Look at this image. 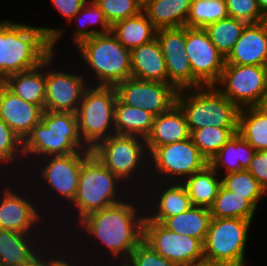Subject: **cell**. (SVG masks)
I'll list each match as a JSON object with an SVG mask.
<instances>
[{
	"label": "cell",
	"mask_w": 267,
	"mask_h": 266,
	"mask_svg": "<svg viewBox=\"0 0 267 266\" xmlns=\"http://www.w3.org/2000/svg\"><path fill=\"white\" fill-rule=\"evenodd\" d=\"M144 219L142 193L133 192L118 204L89 213L64 238L97 266H121L143 240Z\"/></svg>",
	"instance_id": "cell-1"
},
{
	"label": "cell",
	"mask_w": 267,
	"mask_h": 266,
	"mask_svg": "<svg viewBox=\"0 0 267 266\" xmlns=\"http://www.w3.org/2000/svg\"><path fill=\"white\" fill-rule=\"evenodd\" d=\"M133 192L125 182L107 169L91 153L81 166L78 189L74 201L62 211V215H59L53 221L56 236L64 237L89 213L118 204Z\"/></svg>",
	"instance_id": "cell-2"
},
{
	"label": "cell",
	"mask_w": 267,
	"mask_h": 266,
	"mask_svg": "<svg viewBox=\"0 0 267 266\" xmlns=\"http://www.w3.org/2000/svg\"><path fill=\"white\" fill-rule=\"evenodd\" d=\"M91 153L74 152L65 156L43 157L35 160L25 171L23 178L33 187L42 211L52 221L74 201L81 166Z\"/></svg>",
	"instance_id": "cell-3"
},
{
	"label": "cell",
	"mask_w": 267,
	"mask_h": 266,
	"mask_svg": "<svg viewBox=\"0 0 267 266\" xmlns=\"http://www.w3.org/2000/svg\"><path fill=\"white\" fill-rule=\"evenodd\" d=\"M65 27H37L28 22L4 20V80L13 74L38 67L52 53L59 55ZM58 44V45H57ZM58 48V50H57Z\"/></svg>",
	"instance_id": "cell-4"
},
{
	"label": "cell",
	"mask_w": 267,
	"mask_h": 266,
	"mask_svg": "<svg viewBox=\"0 0 267 266\" xmlns=\"http://www.w3.org/2000/svg\"><path fill=\"white\" fill-rule=\"evenodd\" d=\"M92 152L82 142L76 113L44 110L41 121L23 141L25 171L38 159Z\"/></svg>",
	"instance_id": "cell-5"
},
{
	"label": "cell",
	"mask_w": 267,
	"mask_h": 266,
	"mask_svg": "<svg viewBox=\"0 0 267 266\" xmlns=\"http://www.w3.org/2000/svg\"><path fill=\"white\" fill-rule=\"evenodd\" d=\"M76 48L80 61L77 65L82 68L89 85L115 87L131 78V50L125 48L112 32L94 35Z\"/></svg>",
	"instance_id": "cell-6"
},
{
	"label": "cell",
	"mask_w": 267,
	"mask_h": 266,
	"mask_svg": "<svg viewBox=\"0 0 267 266\" xmlns=\"http://www.w3.org/2000/svg\"><path fill=\"white\" fill-rule=\"evenodd\" d=\"M33 190L23 177L0 180V229L25 234H55L53 221L42 211Z\"/></svg>",
	"instance_id": "cell-7"
},
{
	"label": "cell",
	"mask_w": 267,
	"mask_h": 266,
	"mask_svg": "<svg viewBox=\"0 0 267 266\" xmlns=\"http://www.w3.org/2000/svg\"><path fill=\"white\" fill-rule=\"evenodd\" d=\"M91 151L134 192L145 188L149 181V153L144 138L114 134L99 142Z\"/></svg>",
	"instance_id": "cell-8"
},
{
	"label": "cell",
	"mask_w": 267,
	"mask_h": 266,
	"mask_svg": "<svg viewBox=\"0 0 267 266\" xmlns=\"http://www.w3.org/2000/svg\"><path fill=\"white\" fill-rule=\"evenodd\" d=\"M176 105L184 113L190 133L206 126L238 128L240 108L214 85L179 90Z\"/></svg>",
	"instance_id": "cell-9"
},
{
	"label": "cell",
	"mask_w": 267,
	"mask_h": 266,
	"mask_svg": "<svg viewBox=\"0 0 267 266\" xmlns=\"http://www.w3.org/2000/svg\"><path fill=\"white\" fill-rule=\"evenodd\" d=\"M115 87L89 86L76 111L79 136L92 150L99 142L115 133Z\"/></svg>",
	"instance_id": "cell-10"
},
{
	"label": "cell",
	"mask_w": 267,
	"mask_h": 266,
	"mask_svg": "<svg viewBox=\"0 0 267 266\" xmlns=\"http://www.w3.org/2000/svg\"><path fill=\"white\" fill-rule=\"evenodd\" d=\"M57 57V54L52 53L46 59L44 110L76 113L82 100L83 93L90 85L79 65L78 69L77 67L75 69L77 64L75 58L72 60V62L75 63L73 64V67V65H69V61L66 60L63 63V60L60 61L59 57L57 60ZM57 61H60V63Z\"/></svg>",
	"instance_id": "cell-11"
},
{
	"label": "cell",
	"mask_w": 267,
	"mask_h": 266,
	"mask_svg": "<svg viewBox=\"0 0 267 266\" xmlns=\"http://www.w3.org/2000/svg\"><path fill=\"white\" fill-rule=\"evenodd\" d=\"M208 164L190 137L156 147L149 154V180L182 183Z\"/></svg>",
	"instance_id": "cell-12"
},
{
	"label": "cell",
	"mask_w": 267,
	"mask_h": 266,
	"mask_svg": "<svg viewBox=\"0 0 267 266\" xmlns=\"http://www.w3.org/2000/svg\"><path fill=\"white\" fill-rule=\"evenodd\" d=\"M253 221L241 218H211L204 241V257L232 266H247L246 248Z\"/></svg>",
	"instance_id": "cell-13"
},
{
	"label": "cell",
	"mask_w": 267,
	"mask_h": 266,
	"mask_svg": "<svg viewBox=\"0 0 267 266\" xmlns=\"http://www.w3.org/2000/svg\"><path fill=\"white\" fill-rule=\"evenodd\" d=\"M214 86L240 109L259 106L267 90V66L225 64Z\"/></svg>",
	"instance_id": "cell-14"
},
{
	"label": "cell",
	"mask_w": 267,
	"mask_h": 266,
	"mask_svg": "<svg viewBox=\"0 0 267 266\" xmlns=\"http://www.w3.org/2000/svg\"><path fill=\"white\" fill-rule=\"evenodd\" d=\"M143 240L175 266H190L204 257V244L200 239L177 234L146 217Z\"/></svg>",
	"instance_id": "cell-15"
},
{
	"label": "cell",
	"mask_w": 267,
	"mask_h": 266,
	"mask_svg": "<svg viewBox=\"0 0 267 266\" xmlns=\"http://www.w3.org/2000/svg\"><path fill=\"white\" fill-rule=\"evenodd\" d=\"M156 38L166 61L168 83L177 91L204 86L193 75L185 53L186 26L158 29Z\"/></svg>",
	"instance_id": "cell-16"
},
{
	"label": "cell",
	"mask_w": 267,
	"mask_h": 266,
	"mask_svg": "<svg viewBox=\"0 0 267 266\" xmlns=\"http://www.w3.org/2000/svg\"><path fill=\"white\" fill-rule=\"evenodd\" d=\"M117 98L128 106H138L154 116L168 112L176 104L177 90L169 83L128 78L115 86Z\"/></svg>",
	"instance_id": "cell-17"
},
{
	"label": "cell",
	"mask_w": 267,
	"mask_h": 266,
	"mask_svg": "<svg viewBox=\"0 0 267 266\" xmlns=\"http://www.w3.org/2000/svg\"><path fill=\"white\" fill-rule=\"evenodd\" d=\"M185 53L193 75L204 85H215L222 74L225 57L211 42L204 28L186 26Z\"/></svg>",
	"instance_id": "cell-18"
},
{
	"label": "cell",
	"mask_w": 267,
	"mask_h": 266,
	"mask_svg": "<svg viewBox=\"0 0 267 266\" xmlns=\"http://www.w3.org/2000/svg\"><path fill=\"white\" fill-rule=\"evenodd\" d=\"M141 193L145 217L150 221L163 223L193 206L182 183L149 180Z\"/></svg>",
	"instance_id": "cell-19"
},
{
	"label": "cell",
	"mask_w": 267,
	"mask_h": 266,
	"mask_svg": "<svg viewBox=\"0 0 267 266\" xmlns=\"http://www.w3.org/2000/svg\"><path fill=\"white\" fill-rule=\"evenodd\" d=\"M56 237L0 229V266H27Z\"/></svg>",
	"instance_id": "cell-20"
},
{
	"label": "cell",
	"mask_w": 267,
	"mask_h": 266,
	"mask_svg": "<svg viewBox=\"0 0 267 266\" xmlns=\"http://www.w3.org/2000/svg\"><path fill=\"white\" fill-rule=\"evenodd\" d=\"M44 110L16 96L0 83V119H2L23 141L41 121Z\"/></svg>",
	"instance_id": "cell-21"
},
{
	"label": "cell",
	"mask_w": 267,
	"mask_h": 266,
	"mask_svg": "<svg viewBox=\"0 0 267 266\" xmlns=\"http://www.w3.org/2000/svg\"><path fill=\"white\" fill-rule=\"evenodd\" d=\"M225 64L267 66V21L247 24Z\"/></svg>",
	"instance_id": "cell-22"
},
{
	"label": "cell",
	"mask_w": 267,
	"mask_h": 266,
	"mask_svg": "<svg viewBox=\"0 0 267 266\" xmlns=\"http://www.w3.org/2000/svg\"><path fill=\"white\" fill-rule=\"evenodd\" d=\"M131 77L168 83L166 61L157 38L131 50Z\"/></svg>",
	"instance_id": "cell-23"
},
{
	"label": "cell",
	"mask_w": 267,
	"mask_h": 266,
	"mask_svg": "<svg viewBox=\"0 0 267 266\" xmlns=\"http://www.w3.org/2000/svg\"><path fill=\"white\" fill-rule=\"evenodd\" d=\"M186 118L175 104L168 112L154 117L153 127L147 136L146 147L150 154L156 147L190 138Z\"/></svg>",
	"instance_id": "cell-24"
},
{
	"label": "cell",
	"mask_w": 267,
	"mask_h": 266,
	"mask_svg": "<svg viewBox=\"0 0 267 266\" xmlns=\"http://www.w3.org/2000/svg\"><path fill=\"white\" fill-rule=\"evenodd\" d=\"M2 83L16 96L44 110L46 60L38 67L8 76Z\"/></svg>",
	"instance_id": "cell-25"
},
{
	"label": "cell",
	"mask_w": 267,
	"mask_h": 266,
	"mask_svg": "<svg viewBox=\"0 0 267 266\" xmlns=\"http://www.w3.org/2000/svg\"><path fill=\"white\" fill-rule=\"evenodd\" d=\"M256 150L238 133L231 137L209 165L220 175L248 170Z\"/></svg>",
	"instance_id": "cell-26"
},
{
	"label": "cell",
	"mask_w": 267,
	"mask_h": 266,
	"mask_svg": "<svg viewBox=\"0 0 267 266\" xmlns=\"http://www.w3.org/2000/svg\"><path fill=\"white\" fill-rule=\"evenodd\" d=\"M192 0H149L142 8L158 30L186 26Z\"/></svg>",
	"instance_id": "cell-27"
},
{
	"label": "cell",
	"mask_w": 267,
	"mask_h": 266,
	"mask_svg": "<svg viewBox=\"0 0 267 266\" xmlns=\"http://www.w3.org/2000/svg\"><path fill=\"white\" fill-rule=\"evenodd\" d=\"M23 172V140L0 119V173L4 177H22Z\"/></svg>",
	"instance_id": "cell-28"
},
{
	"label": "cell",
	"mask_w": 267,
	"mask_h": 266,
	"mask_svg": "<svg viewBox=\"0 0 267 266\" xmlns=\"http://www.w3.org/2000/svg\"><path fill=\"white\" fill-rule=\"evenodd\" d=\"M111 32L125 48L132 50L155 39L157 29L142 11L114 23Z\"/></svg>",
	"instance_id": "cell-29"
},
{
	"label": "cell",
	"mask_w": 267,
	"mask_h": 266,
	"mask_svg": "<svg viewBox=\"0 0 267 266\" xmlns=\"http://www.w3.org/2000/svg\"><path fill=\"white\" fill-rule=\"evenodd\" d=\"M154 115L138 106H128L118 98L115 104V133L146 139L153 127Z\"/></svg>",
	"instance_id": "cell-30"
},
{
	"label": "cell",
	"mask_w": 267,
	"mask_h": 266,
	"mask_svg": "<svg viewBox=\"0 0 267 266\" xmlns=\"http://www.w3.org/2000/svg\"><path fill=\"white\" fill-rule=\"evenodd\" d=\"M73 22H75L76 25L72 28L70 38L75 49L81 42L94 35L111 32V25L106 20L104 13L100 10L94 0H88L84 4L78 14H76L72 21H70V23Z\"/></svg>",
	"instance_id": "cell-31"
},
{
	"label": "cell",
	"mask_w": 267,
	"mask_h": 266,
	"mask_svg": "<svg viewBox=\"0 0 267 266\" xmlns=\"http://www.w3.org/2000/svg\"><path fill=\"white\" fill-rule=\"evenodd\" d=\"M182 184L193 206L209 209L221 186V176L208 164L204 169L186 178Z\"/></svg>",
	"instance_id": "cell-32"
},
{
	"label": "cell",
	"mask_w": 267,
	"mask_h": 266,
	"mask_svg": "<svg viewBox=\"0 0 267 266\" xmlns=\"http://www.w3.org/2000/svg\"><path fill=\"white\" fill-rule=\"evenodd\" d=\"M210 220L208 208L192 206L179 215L168 217L162 224L177 234L197 238L204 243Z\"/></svg>",
	"instance_id": "cell-33"
},
{
	"label": "cell",
	"mask_w": 267,
	"mask_h": 266,
	"mask_svg": "<svg viewBox=\"0 0 267 266\" xmlns=\"http://www.w3.org/2000/svg\"><path fill=\"white\" fill-rule=\"evenodd\" d=\"M237 133L256 151L267 150V113L258 106L241 108Z\"/></svg>",
	"instance_id": "cell-34"
},
{
	"label": "cell",
	"mask_w": 267,
	"mask_h": 266,
	"mask_svg": "<svg viewBox=\"0 0 267 266\" xmlns=\"http://www.w3.org/2000/svg\"><path fill=\"white\" fill-rule=\"evenodd\" d=\"M209 210L211 218H241L254 221L258 209L244 196H238L221 185Z\"/></svg>",
	"instance_id": "cell-35"
},
{
	"label": "cell",
	"mask_w": 267,
	"mask_h": 266,
	"mask_svg": "<svg viewBox=\"0 0 267 266\" xmlns=\"http://www.w3.org/2000/svg\"><path fill=\"white\" fill-rule=\"evenodd\" d=\"M246 25V22L228 16L207 25L204 29L217 50L226 58Z\"/></svg>",
	"instance_id": "cell-36"
},
{
	"label": "cell",
	"mask_w": 267,
	"mask_h": 266,
	"mask_svg": "<svg viewBox=\"0 0 267 266\" xmlns=\"http://www.w3.org/2000/svg\"><path fill=\"white\" fill-rule=\"evenodd\" d=\"M221 185L238 196H244L257 209L267 192L248 170L228 173L221 176Z\"/></svg>",
	"instance_id": "cell-37"
},
{
	"label": "cell",
	"mask_w": 267,
	"mask_h": 266,
	"mask_svg": "<svg viewBox=\"0 0 267 266\" xmlns=\"http://www.w3.org/2000/svg\"><path fill=\"white\" fill-rule=\"evenodd\" d=\"M238 128H220L206 126L193 130L190 137L201 154L208 162L219 152V150L233 137Z\"/></svg>",
	"instance_id": "cell-38"
},
{
	"label": "cell",
	"mask_w": 267,
	"mask_h": 266,
	"mask_svg": "<svg viewBox=\"0 0 267 266\" xmlns=\"http://www.w3.org/2000/svg\"><path fill=\"white\" fill-rule=\"evenodd\" d=\"M228 17L225 0H192L187 27L205 28Z\"/></svg>",
	"instance_id": "cell-39"
},
{
	"label": "cell",
	"mask_w": 267,
	"mask_h": 266,
	"mask_svg": "<svg viewBox=\"0 0 267 266\" xmlns=\"http://www.w3.org/2000/svg\"><path fill=\"white\" fill-rule=\"evenodd\" d=\"M112 26L114 23L133 17L142 12L143 5L138 0H94Z\"/></svg>",
	"instance_id": "cell-40"
},
{
	"label": "cell",
	"mask_w": 267,
	"mask_h": 266,
	"mask_svg": "<svg viewBox=\"0 0 267 266\" xmlns=\"http://www.w3.org/2000/svg\"><path fill=\"white\" fill-rule=\"evenodd\" d=\"M229 17L241 20L247 24L260 23L266 16L258 7L257 0H225Z\"/></svg>",
	"instance_id": "cell-41"
},
{
	"label": "cell",
	"mask_w": 267,
	"mask_h": 266,
	"mask_svg": "<svg viewBox=\"0 0 267 266\" xmlns=\"http://www.w3.org/2000/svg\"><path fill=\"white\" fill-rule=\"evenodd\" d=\"M52 266H97V265L90 262L87 258L78 255L71 247H69L64 237L60 238L56 237L52 241Z\"/></svg>",
	"instance_id": "cell-42"
},
{
	"label": "cell",
	"mask_w": 267,
	"mask_h": 266,
	"mask_svg": "<svg viewBox=\"0 0 267 266\" xmlns=\"http://www.w3.org/2000/svg\"><path fill=\"white\" fill-rule=\"evenodd\" d=\"M121 266H175L142 240Z\"/></svg>",
	"instance_id": "cell-43"
},
{
	"label": "cell",
	"mask_w": 267,
	"mask_h": 266,
	"mask_svg": "<svg viewBox=\"0 0 267 266\" xmlns=\"http://www.w3.org/2000/svg\"><path fill=\"white\" fill-rule=\"evenodd\" d=\"M248 171L267 192V150L256 151Z\"/></svg>",
	"instance_id": "cell-44"
},
{
	"label": "cell",
	"mask_w": 267,
	"mask_h": 266,
	"mask_svg": "<svg viewBox=\"0 0 267 266\" xmlns=\"http://www.w3.org/2000/svg\"><path fill=\"white\" fill-rule=\"evenodd\" d=\"M88 0H50L52 7L62 15L68 25Z\"/></svg>",
	"instance_id": "cell-45"
},
{
	"label": "cell",
	"mask_w": 267,
	"mask_h": 266,
	"mask_svg": "<svg viewBox=\"0 0 267 266\" xmlns=\"http://www.w3.org/2000/svg\"><path fill=\"white\" fill-rule=\"evenodd\" d=\"M27 266H52V242Z\"/></svg>",
	"instance_id": "cell-46"
},
{
	"label": "cell",
	"mask_w": 267,
	"mask_h": 266,
	"mask_svg": "<svg viewBox=\"0 0 267 266\" xmlns=\"http://www.w3.org/2000/svg\"><path fill=\"white\" fill-rule=\"evenodd\" d=\"M4 81V20L0 21V83Z\"/></svg>",
	"instance_id": "cell-47"
},
{
	"label": "cell",
	"mask_w": 267,
	"mask_h": 266,
	"mask_svg": "<svg viewBox=\"0 0 267 266\" xmlns=\"http://www.w3.org/2000/svg\"><path fill=\"white\" fill-rule=\"evenodd\" d=\"M190 266H232V265L223 261L211 260L203 257Z\"/></svg>",
	"instance_id": "cell-48"
},
{
	"label": "cell",
	"mask_w": 267,
	"mask_h": 266,
	"mask_svg": "<svg viewBox=\"0 0 267 266\" xmlns=\"http://www.w3.org/2000/svg\"><path fill=\"white\" fill-rule=\"evenodd\" d=\"M257 4L261 12L267 17V0H257Z\"/></svg>",
	"instance_id": "cell-49"
},
{
	"label": "cell",
	"mask_w": 267,
	"mask_h": 266,
	"mask_svg": "<svg viewBox=\"0 0 267 266\" xmlns=\"http://www.w3.org/2000/svg\"><path fill=\"white\" fill-rule=\"evenodd\" d=\"M258 107L261 108L265 113H267V90L264 94L261 104Z\"/></svg>",
	"instance_id": "cell-50"
},
{
	"label": "cell",
	"mask_w": 267,
	"mask_h": 266,
	"mask_svg": "<svg viewBox=\"0 0 267 266\" xmlns=\"http://www.w3.org/2000/svg\"><path fill=\"white\" fill-rule=\"evenodd\" d=\"M142 5H144L149 0H138Z\"/></svg>",
	"instance_id": "cell-51"
},
{
	"label": "cell",
	"mask_w": 267,
	"mask_h": 266,
	"mask_svg": "<svg viewBox=\"0 0 267 266\" xmlns=\"http://www.w3.org/2000/svg\"><path fill=\"white\" fill-rule=\"evenodd\" d=\"M4 176L0 173V180L3 178Z\"/></svg>",
	"instance_id": "cell-52"
}]
</instances>
